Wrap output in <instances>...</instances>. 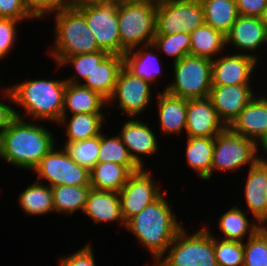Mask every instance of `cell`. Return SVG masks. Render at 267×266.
<instances>
[{"instance_id":"cell-1","label":"cell","mask_w":267,"mask_h":266,"mask_svg":"<svg viewBox=\"0 0 267 266\" xmlns=\"http://www.w3.org/2000/svg\"><path fill=\"white\" fill-rule=\"evenodd\" d=\"M16 117L0 136V160L21 170L33 171L55 145L56 138L44 124ZM56 141V142H55Z\"/></svg>"},{"instance_id":"cell-2","label":"cell","mask_w":267,"mask_h":266,"mask_svg":"<svg viewBox=\"0 0 267 266\" xmlns=\"http://www.w3.org/2000/svg\"><path fill=\"white\" fill-rule=\"evenodd\" d=\"M171 206L163 193L125 223V229L134 234L138 243L151 253L154 264L184 227Z\"/></svg>"},{"instance_id":"cell-3","label":"cell","mask_w":267,"mask_h":266,"mask_svg":"<svg viewBox=\"0 0 267 266\" xmlns=\"http://www.w3.org/2000/svg\"><path fill=\"white\" fill-rule=\"evenodd\" d=\"M64 79H29L15 85L8 86L14 104L15 115L21 119L32 121H48L58 123L64 108ZM18 109H23L22 114ZM21 112V113H20ZM25 116L27 117L24 118Z\"/></svg>"},{"instance_id":"cell-4","label":"cell","mask_w":267,"mask_h":266,"mask_svg":"<svg viewBox=\"0 0 267 266\" xmlns=\"http://www.w3.org/2000/svg\"><path fill=\"white\" fill-rule=\"evenodd\" d=\"M54 20V41L48 54L56 65L65 57L102 51L90 31L84 15L77 8L58 9Z\"/></svg>"},{"instance_id":"cell-5","label":"cell","mask_w":267,"mask_h":266,"mask_svg":"<svg viewBox=\"0 0 267 266\" xmlns=\"http://www.w3.org/2000/svg\"><path fill=\"white\" fill-rule=\"evenodd\" d=\"M157 3L141 0H118V27L121 56L140 46L152 44L156 35Z\"/></svg>"},{"instance_id":"cell-6","label":"cell","mask_w":267,"mask_h":266,"mask_svg":"<svg viewBox=\"0 0 267 266\" xmlns=\"http://www.w3.org/2000/svg\"><path fill=\"white\" fill-rule=\"evenodd\" d=\"M206 225L193 233L183 227L154 266H218L213 247L215 234Z\"/></svg>"},{"instance_id":"cell-7","label":"cell","mask_w":267,"mask_h":266,"mask_svg":"<svg viewBox=\"0 0 267 266\" xmlns=\"http://www.w3.org/2000/svg\"><path fill=\"white\" fill-rule=\"evenodd\" d=\"M174 80L163 88L167 93L185 98H207L212 87V60L187 55L172 63Z\"/></svg>"},{"instance_id":"cell-8","label":"cell","mask_w":267,"mask_h":266,"mask_svg":"<svg viewBox=\"0 0 267 266\" xmlns=\"http://www.w3.org/2000/svg\"><path fill=\"white\" fill-rule=\"evenodd\" d=\"M260 146L253 140L233 133L228 127L214 137L211 177L216 172H233L251 167L261 158Z\"/></svg>"},{"instance_id":"cell-9","label":"cell","mask_w":267,"mask_h":266,"mask_svg":"<svg viewBox=\"0 0 267 266\" xmlns=\"http://www.w3.org/2000/svg\"><path fill=\"white\" fill-rule=\"evenodd\" d=\"M54 146L33 170L36 181L54 186L90 185V171L75 162L61 145Z\"/></svg>"},{"instance_id":"cell-10","label":"cell","mask_w":267,"mask_h":266,"mask_svg":"<svg viewBox=\"0 0 267 266\" xmlns=\"http://www.w3.org/2000/svg\"><path fill=\"white\" fill-rule=\"evenodd\" d=\"M77 9L84 15L100 49L108 54L121 55L118 0L83 4Z\"/></svg>"},{"instance_id":"cell-11","label":"cell","mask_w":267,"mask_h":266,"mask_svg":"<svg viewBox=\"0 0 267 266\" xmlns=\"http://www.w3.org/2000/svg\"><path fill=\"white\" fill-rule=\"evenodd\" d=\"M203 24L199 0H163L157 3L156 34H190Z\"/></svg>"},{"instance_id":"cell-12","label":"cell","mask_w":267,"mask_h":266,"mask_svg":"<svg viewBox=\"0 0 267 266\" xmlns=\"http://www.w3.org/2000/svg\"><path fill=\"white\" fill-rule=\"evenodd\" d=\"M152 86L123 67L118 75L113 95L108 100V106L113 107L117 102L115 108H119L123 115L128 118H139L152 103L151 100L154 98Z\"/></svg>"},{"instance_id":"cell-13","label":"cell","mask_w":267,"mask_h":266,"mask_svg":"<svg viewBox=\"0 0 267 266\" xmlns=\"http://www.w3.org/2000/svg\"><path fill=\"white\" fill-rule=\"evenodd\" d=\"M153 178L148 168L140 169L129 176L127 183L118 192L125 223L164 193Z\"/></svg>"},{"instance_id":"cell-14","label":"cell","mask_w":267,"mask_h":266,"mask_svg":"<svg viewBox=\"0 0 267 266\" xmlns=\"http://www.w3.org/2000/svg\"><path fill=\"white\" fill-rule=\"evenodd\" d=\"M227 53L212 60V85H253L251 78L256 74L258 60L245 54Z\"/></svg>"},{"instance_id":"cell-15","label":"cell","mask_w":267,"mask_h":266,"mask_svg":"<svg viewBox=\"0 0 267 266\" xmlns=\"http://www.w3.org/2000/svg\"><path fill=\"white\" fill-rule=\"evenodd\" d=\"M128 119L124 121L118 134L134 162L143 169L146 168L143 158L155 156L161 146L150 124L139 118Z\"/></svg>"},{"instance_id":"cell-16","label":"cell","mask_w":267,"mask_h":266,"mask_svg":"<svg viewBox=\"0 0 267 266\" xmlns=\"http://www.w3.org/2000/svg\"><path fill=\"white\" fill-rule=\"evenodd\" d=\"M266 41L267 28L258 17L239 15L226 35V46L235 48L234 53L249 55L258 61L257 50L265 48Z\"/></svg>"},{"instance_id":"cell-17","label":"cell","mask_w":267,"mask_h":266,"mask_svg":"<svg viewBox=\"0 0 267 266\" xmlns=\"http://www.w3.org/2000/svg\"><path fill=\"white\" fill-rule=\"evenodd\" d=\"M254 88V85H212L209 98L226 127L258 93Z\"/></svg>"},{"instance_id":"cell-18","label":"cell","mask_w":267,"mask_h":266,"mask_svg":"<svg viewBox=\"0 0 267 266\" xmlns=\"http://www.w3.org/2000/svg\"><path fill=\"white\" fill-rule=\"evenodd\" d=\"M255 97L239 113L228 127L233 133L255 141L261 146L267 140V92ZM260 95V96H259Z\"/></svg>"},{"instance_id":"cell-19","label":"cell","mask_w":267,"mask_h":266,"mask_svg":"<svg viewBox=\"0 0 267 266\" xmlns=\"http://www.w3.org/2000/svg\"><path fill=\"white\" fill-rule=\"evenodd\" d=\"M226 128L209 97L187 99L186 137L214 138Z\"/></svg>"},{"instance_id":"cell-20","label":"cell","mask_w":267,"mask_h":266,"mask_svg":"<svg viewBox=\"0 0 267 266\" xmlns=\"http://www.w3.org/2000/svg\"><path fill=\"white\" fill-rule=\"evenodd\" d=\"M246 173L243 190L246 212L248 215L252 213L253 221L267 227V159L260 158Z\"/></svg>"},{"instance_id":"cell-21","label":"cell","mask_w":267,"mask_h":266,"mask_svg":"<svg viewBox=\"0 0 267 266\" xmlns=\"http://www.w3.org/2000/svg\"><path fill=\"white\" fill-rule=\"evenodd\" d=\"M82 214L96 224L115 222L125 228L118 192L91 188Z\"/></svg>"},{"instance_id":"cell-22","label":"cell","mask_w":267,"mask_h":266,"mask_svg":"<svg viewBox=\"0 0 267 266\" xmlns=\"http://www.w3.org/2000/svg\"><path fill=\"white\" fill-rule=\"evenodd\" d=\"M157 94V110L162 135L179 136L186 131L187 99L173 96L166 91Z\"/></svg>"},{"instance_id":"cell-23","label":"cell","mask_w":267,"mask_h":266,"mask_svg":"<svg viewBox=\"0 0 267 266\" xmlns=\"http://www.w3.org/2000/svg\"><path fill=\"white\" fill-rule=\"evenodd\" d=\"M155 52V53H154ZM153 44L144 45L125 52L123 55L124 67L136 77L149 82L151 85L158 84V79L163 73L160 55Z\"/></svg>"},{"instance_id":"cell-24","label":"cell","mask_w":267,"mask_h":266,"mask_svg":"<svg viewBox=\"0 0 267 266\" xmlns=\"http://www.w3.org/2000/svg\"><path fill=\"white\" fill-rule=\"evenodd\" d=\"M124 67L123 56L108 54L83 81L82 85L99 93L107 101L113 95L116 81Z\"/></svg>"},{"instance_id":"cell-25","label":"cell","mask_w":267,"mask_h":266,"mask_svg":"<svg viewBox=\"0 0 267 266\" xmlns=\"http://www.w3.org/2000/svg\"><path fill=\"white\" fill-rule=\"evenodd\" d=\"M105 113H78L69 115H61L58 126H63L66 133L65 142H78L99 136L106 125ZM105 123V124H104Z\"/></svg>"},{"instance_id":"cell-26","label":"cell","mask_w":267,"mask_h":266,"mask_svg":"<svg viewBox=\"0 0 267 266\" xmlns=\"http://www.w3.org/2000/svg\"><path fill=\"white\" fill-rule=\"evenodd\" d=\"M107 105L108 101L99 93L84 87L82 84L67 82L64 91L62 115H69V113L70 115L78 113H103V109L107 108Z\"/></svg>"},{"instance_id":"cell-27","label":"cell","mask_w":267,"mask_h":266,"mask_svg":"<svg viewBox=\"0 0 267 266\" xmlns=\"http://www.w3.org/2000/svg\"><path fill=\"white\" fill-rule=\"evenodd\" d=\"M241 208L235 204L219 217L220 239L244 242L245 236H253L262 227L258 222L249 220L248 213Z\"/></svg>"},{"instance_id":"cell-28","label":"cell","mask_w":267,"mask_h":266,"mask_svg":"<svg viewBox=\"0 0 267 266\" xmlns=\"http://www.w3.org/2000/svg\"><path fill=\"white\" fill-rule=\"evenodd\" d=\"M186 163L188 168L198 174L202 181L211 178L214 138L186 137Z\"/></svg>"},{"instance_id":"cell-29","label":"cell","mask_w":267,"mask_h":266,"mask_svg":"<svg viewBox=\"0 0 267 266\" xmlns=\"http://www.w3.org/2000/svg\"><path fill=\"white\" fill-rule=\"evenodd\" d=\"M17 203L20 209L27 216H45L46 214L55 213L52 188L47 184L35 181L26 186L20 192Z\"/></svg>"},{"instance_id":"cell-30","label":"cell","mask_w":267,"mask_h":266,"mask_svg":"<svg viewBox=\"0 0 267 266\" xmlns=\"http://www.w3.org/2000/svg\"><path fill=\"white\" fill-rule=\"evenodd\" d=\"M226 35L207 24L190 33V55L209 58L223 54L227 49Z\"/></svg>"},{"instance_id":"cell-31","label":"cell","mask_w":267,"mask_h":266,"mask_svg":"<svg viewBox=\"0 0 267 266\" xmlns=\"http://www.w3.org/2000/svg\"><path fill=\"white\" fill-rule=\"evenodd\" d=\"M204 23L227 35L239 17L235 0H199Z\"/></svg>"},{"instance_id":"cell-32","label":"cell","mask_w":267,"mask_h":266,"mask_svg":"<svg viewBox=\"0 0 267 266\" xmlns=\"http://www.w3.org/2000/svg\"><path fill=\"white\" fill-rule=\"evenodd\" d=\"M131 174L124 165L98 162L90 170V185L97 190L120 192Z\"/></svg>"},{"instance_id":"cell-33","label":"cell","mask_w":267,"mask_h":266,"mask_svg":"<svg viewBox=\"0 0 267 266\" xmlns=\"http://www.w3.org/2000/svg\"><path fill=\"white\" fill-rule=\"evenodd\" d=\"M52 188L55 214L72 216L75 212H83L91 185L54 186Z\"/></svg>"},{"instance_id":"cell-34","label":"cell","mask_w":267,"mask_h":266,"mask_svg":"<svg viewBox=\"0 0 267 266\" xmlns=\"http://www.w3.org/2000/svg\"><path fill=\"white\" fill-rule=\"evenodd\" d=\"M98 162H113L126 166L132 173L141 168L134 162L127 147L122 143L119 135H99Z\"/></svg>"},{"instance_id":"cell-35","label":"cell","mask_w":267,"mask_h":266,"mask_svg":"<svg viewBox=\"0 0 267 266\" xmlns=\"http://www.w3.org/2000/svg\"><path fill=\"white\" fill-rule=\"evenodd\" d=\"M108 55L105 51H96L93 53L73 55L63 58L56 67H72L74 74L66 78V82L74 84H82L91 74L94 68ZM76 73V74H75Z\"/></svg>"},{"instance_id":"cell-36","label":"cell","mask_w":267,"mask_h":266,"mask_svg":"<svg viewBox=\"0 0 267 266\" xmlns=\"http://www.w3.org/2000/svg\"><path fill=\"white\" fill-rule=\"evenodd\" d=\"M152 44L160 55L163 53L172 58V63L190 55V34H156Z\"/></svg>"},{"instance_id":"cell-37","label":"cell","mask_w":267,"mask_h":266,"mask_svg":"<svg viewBox=\"0 0 267 266\" xmlns=\"http://www.w3.org/2000/svg\"><path fill=\"white\" fill-rule=\"evenodd\" d=\"M69 156L89 171L98 163L99 136L78 142L62 144Z\"/></svg>"},{"instance_id":"cell-38","label":"cell","mask_w":267,"mask_h":266,"mask_svg":"<svg viewBox=\"0 0 267 266\" xmlns=\"http://www.w3.org/2000/svg\"><path fill=\"white\" fill-rule=\"evenodd\" d=\"M218 266H244V242L223 240L213 236Z\"/></svg>"},{"instance_id":"cell-39","label":"cell","mask_w":267,"mask_h":266,"mask_svg":"<svg viewBox=\"0 0 267 266\" xmlns=\"http://www.w3.org/2000/svg\"><path fill=\"white\" fill-rule=\"evenodd\" d=\"M244 266H267V227H261L244 243Z\"/></svg>"},{"instance_id":"cell-40","label":"cell","mask_w":267,"mask_h":266,"mask_svg":"<svg viewBox=\"0 0 267 266\" xmlns=\"http://www.w3.org/2000/svg\"><path fill=\"white\" fill-rule=\"evenodd\" d=\"M18 23H21V21L0 18V61L3 58H8L9 53L14 48L15 42L18 41Z\"/></svg>"},{"instance_id":"cell-41","label":"cell","mask_w":267,"mask_h":266,"mask_svg":"<svg viewBox=\"0 0 267 266\" xmlns=\"http://www.w3.org/2000/svg\"><path fill=\"white\" fill-rule=\"evenodd\" d=\"M0 18L31 21L37 18L26 8L22 0H0Z\"/></svg>"},{"instance_id":"cell-42","label":"cell","mask_w":267,"mask_h":266,"mask_svg":"<svg viewBox=\"0 0 267 266\" xmlns=\"http://www.w3.org/2000/svg\"><path fill=\"white\" fill-rule=\"evenodd\" d=\"M91 242L81 249L59 258L58 266H97Z\"/></svg>"},{"instance_id":"cell-43","label":"cell","mask_w":267,"mask_h":266,"mask_svg":"<svg viewBox=\"0 0 267 266\" xmlns=\"http://www.w3.org/2000/svg\"><path fill=\"white\" fill-rule=\"evenodd\" d=\"M2 88L0 90L1 91L0 97H3L1 98L2 100L5 99V101L6 100L7 101L3 102L0 99V136L9 127L10 123L16 118L14 107L12 106L13 99L11 92L8 87H2Z\"/></svg>"},{"instance_id":"cell-44","label":"cell","mask_w":267,"mask_h":266,"mask_svg":"<svg viewBox=\"0 0 267 266\" xmlns=\"http://www.w3.org/2000/svg\"><path fill=\"white\" fill-rule=\"evenodd\" d=\"M239 15L260 18L267 6V0H235Z\"/></svg>"},{"instance_id":"cell-45","label":"cell","mask_w":267,"mask_h":266,"mask_svg":"<svg viewBox=\"0 0 267 266\" xmlns=\"http://www.w3.org/2000/svg\"><path fill=\"white\" fill-rule=\"evenodd\" d=\"M26 8L38 19L49 18V0H22Z\"/></svg>"},{"instance_id":"cell-46","label":"cell","mask_w":267,"mask_h":266,"mask_svg":"<svg viewBox=\"0 0 267 266\" xmlns=\"http://www.w3.org/2000/svg\"><path fill=\"white\" fill-rule=\"evenodd\" d=\"M79 0H49V16L55 10L77 8Z\"/></svg>"},{"instance_id":"cell-47","label":"cell","mask_w":267,"mask_h":266,"mask_svg":"<svg viewBox=\"0 0 267 266\" xmlns=\"http://www.w3.org/2000/svg\"><path fill=\"white\" fill-rule=\"evenodd\" d=\"M260 148H261V151H263L261 152V158L267 159V140L260 146Z\"/></svg>"},{"instance_id":"cell-48","label":"cell","mask_w":267,"mask_h":266,"mask_svg":"<svg viewBox=\"0 0 267 266\" xmlns=\"http://www.w3.org/2000/svg\"><path fill=\"white\" fill-rule=\"evenodd\" d=\"M260 19H261V22H262V23L265 25V27L267 28V6H266V8L264 9V11H263V13H262Z\"/></svg>"},{"instance_id":"cell-49","label":"cell","mask_w":267,"mask_h":266,"mask_svg":"<svg viewBox=\"0 0 267 266\" xmlns=\"http://www.w3.org/2000/svg\"><path fill=\"white\" fill-rule=\"evenodd\" d=\"M101 1H110V0H79V6L83 4L93 3V2H101Z\"/></svg>"},{"instance_id":"cell-50","label":"cell","mask_w":267,"mask_h":266,"mask_svg":"<svg viewBox=\"0 0 267 266\" xmlns=\"http://www.w3.org/2000/svg\"><path fill=\"white\" fill-rule=\"evenodd\" d=\"M141 1H152V2H155V3H159V2H161L163 0H141Z\"/></svg>"}]
</instances>
